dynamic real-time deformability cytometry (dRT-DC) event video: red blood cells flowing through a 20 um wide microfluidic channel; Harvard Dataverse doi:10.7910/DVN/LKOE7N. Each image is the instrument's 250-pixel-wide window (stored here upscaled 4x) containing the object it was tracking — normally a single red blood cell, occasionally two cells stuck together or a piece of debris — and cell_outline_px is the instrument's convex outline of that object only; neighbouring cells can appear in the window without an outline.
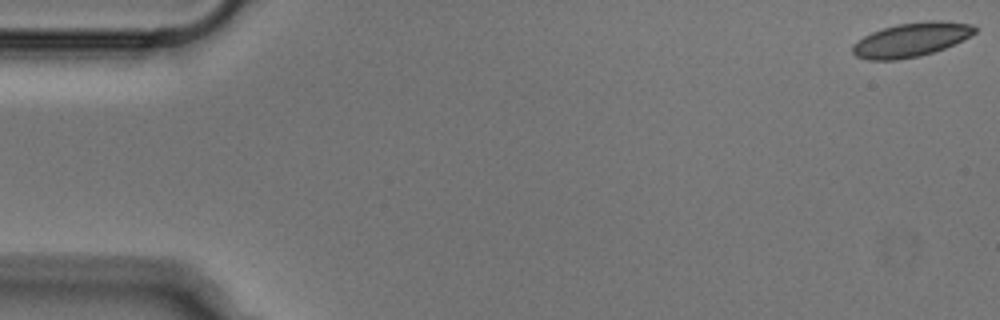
{"species": "Egyptian fruit bat (a non-hibernating species)", "species_latin": "Rousettus aegyptiacus", "temperature_condition": "cold", "stored_images_in_passage": 52, "camera_frame_rate_fps": 3000, "um_per_image_px": 0.085, "animal": {"sex": "male"}, "frame": {"image": 1, "passage_image": 1, "time_ms": 0.0, "image_size_px": [1000, 320], "cell_outline_px": [[976, 32], [944, 48], [920, 56], [896, 60], [868, 60], [856, 56], [852, 52], [852, 44], [864, 36], [872, 32], [896, 24], [928, 20], [944, 20], [972, 24], [976, 28]], "centroid_in_image_um": [77.42, 3.37], "position_along_channel_um": 7.6, "area_um2": 24.16}}
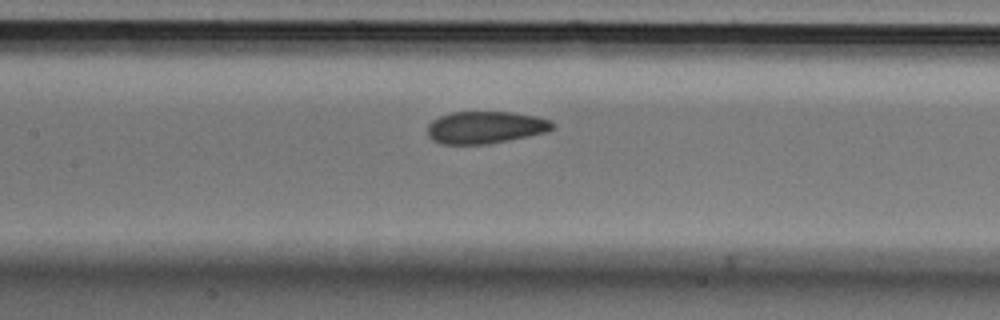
{"frame": {"image": 2, "passage_image": 24, "time_ms": 7.667, "image_size_px": [1000, 320], "cell_outline_px": [[556, 128], [548, 132], [488, 144], [440, 144], [432, 140], [428, 136], [428, 124], [432, 120], [440, 116], [452, 112], [512, 112], [536, 116], [548, 120], [556, 124]], "centroid_in_image_um": [41.27, 10.83], "position_along_channel_um": 166.1, "area_um2": 23.64}}
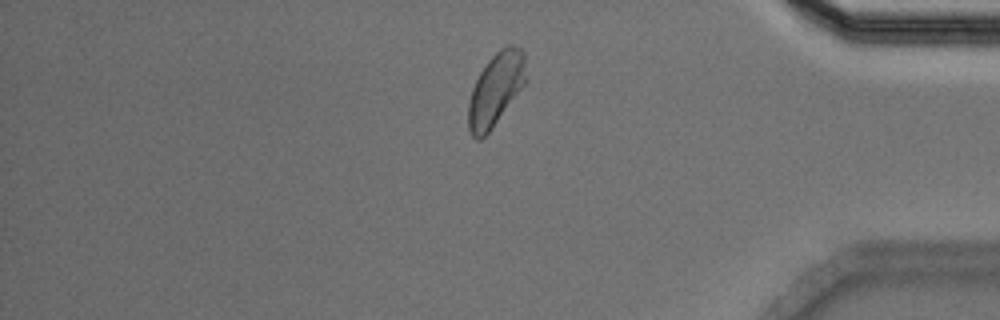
{"frame": {"image": 3, "passage_image": 44, "time_ms": 14.333, "image_size_px": [1000, 320], "cell_outline_px": [[524, 84], [492, 128], [480, 140], [476, 140], [472, 136], [468, 128], [468, 104], [472, 88], [480, 72], [488, 60], [500, 48], [508, 44], [512, 44], [520, 48], [524, 52]], "centroid_in_image_um": [42.1, 7.59], "position_along_channel_um": 393.1, "area_um2": 24.04}}